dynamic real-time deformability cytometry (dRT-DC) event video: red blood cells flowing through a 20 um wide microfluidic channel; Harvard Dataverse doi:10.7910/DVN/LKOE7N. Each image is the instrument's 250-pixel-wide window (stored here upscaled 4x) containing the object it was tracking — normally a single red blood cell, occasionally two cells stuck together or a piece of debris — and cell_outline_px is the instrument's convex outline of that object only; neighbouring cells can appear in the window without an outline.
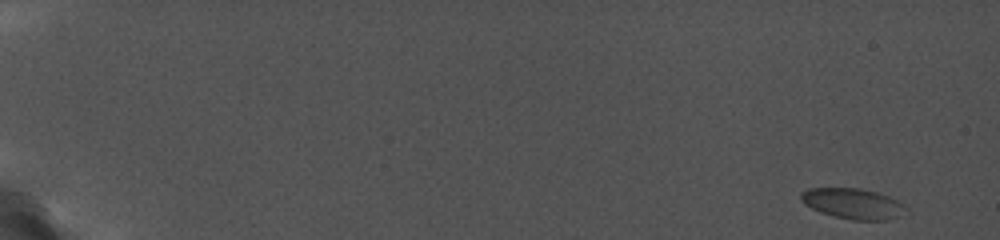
{"species": "common noctule bat (a hibernating species)", "species_latin": "Nyctalus noctula", "temperature_condition": "cold", "stored_images_in_passage": 65, "camera_frame_rate_fps": 5000, "um_per_image_px": 0.085, "animal": {"sex": "female", "body_mass_g": 19.0, "forearm_length_mm": 56.7}, "frame": {"image": 1, "passage_image": 1, "time_ms": 0.0, "image_size_px": [1000, 240], "cell_outline_px": [[908, 208], [896, 216], [888, 220], [852, 220], [832, 216], [820, 212], [804, 204], [800, 200], [800, 192], [808, 188], [860, 188], [876, 192], [888, 196], [904, 204]], "centroid_in_image_um": [72.44, 17.3], "position_along_channel_um": 12.6, "area_um2": 18.67}}
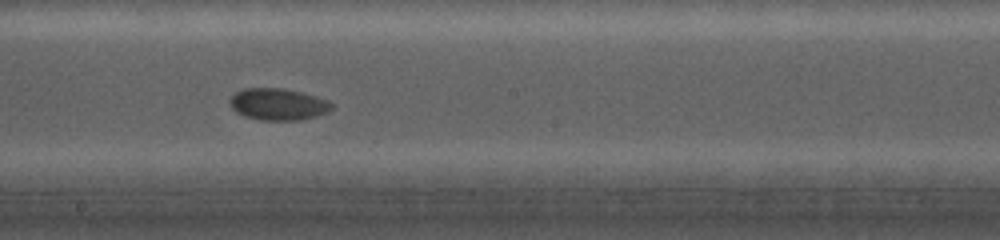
{"frame": {"image": 2, "passage_image": 48, "time_ms": 11.4, "image_size_px": [1000, 240], "cell_outline_px": [[332, 108], [328, 112], [316, 116], [300, 120], [260, 120], [244, 116], [236, 112], [232, 108], [232, 96], [236, 92], [244, 88], [280, 88], [300, 92], [328, 100], [332, 104]], "centroid_in_image_um": [23.65, 8.87], "position_along_channel_um": 224.6, "area_um2": 18.61}}
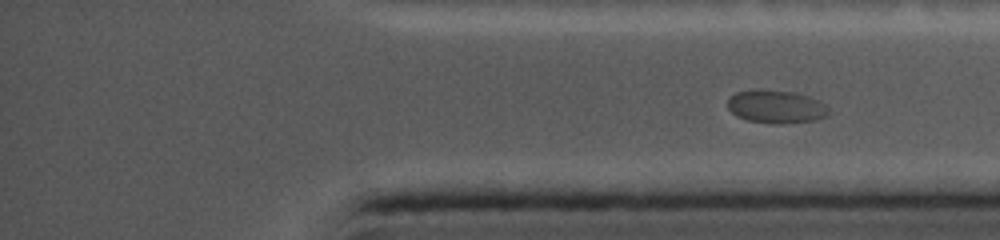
{"frame": {"image": 3, "passage_image": 65, "time_ms": 15.4, "image_size_px": [1000, 240], "cell_outline_px": [[828, 116], [812, 120], [784, 124], [776, 124], [748, 120], [736, 116], [728, 108], [728, 100], [736, 92], [756, 88], [760, 88], [792, 92], [808, 96], [824, 104], [828, 108]], "centroid_in_image_um": [65.94, 9.06], "position_along_channel_um": 369.3, "area_um2": 19.48}}